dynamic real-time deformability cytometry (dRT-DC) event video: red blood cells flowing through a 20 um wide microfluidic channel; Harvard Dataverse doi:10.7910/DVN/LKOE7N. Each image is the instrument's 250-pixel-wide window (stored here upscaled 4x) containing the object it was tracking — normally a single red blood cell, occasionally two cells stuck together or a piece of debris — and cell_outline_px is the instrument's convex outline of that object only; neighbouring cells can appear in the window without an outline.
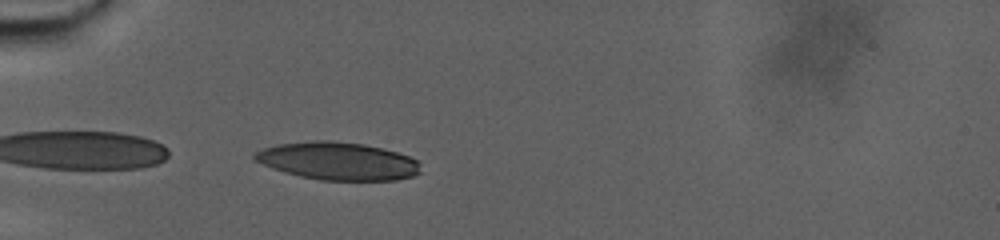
{"species": "human", "species_latin": "Homo sapiens", "temperature_condition": "warm", "stored_images_in_passage": 33, "camera_frame_rate_fps": 3000, "um_per_image_px": 0.085, "donor": {"sex": "male"}, "frame": {"image": 1, "passage_image": 2, "time_ms": 0.333, "image_size_px": [1000, 240], "cell_outline_px": [[420, 172], [412, 176], [396, 180], [320, 180], [300, 176], [272, 168], [256, 160], [252, 156], [256, 152], [264, 148], [276, 144], [312, 140], [324, 140], [364, 144], [396, 152], [408, 156], [416, 160], [420, 164]], "centroid_in_image_um": [28.71, 13.69], "position_along_channel_um": 56.3, "area_um2": 36.24}}
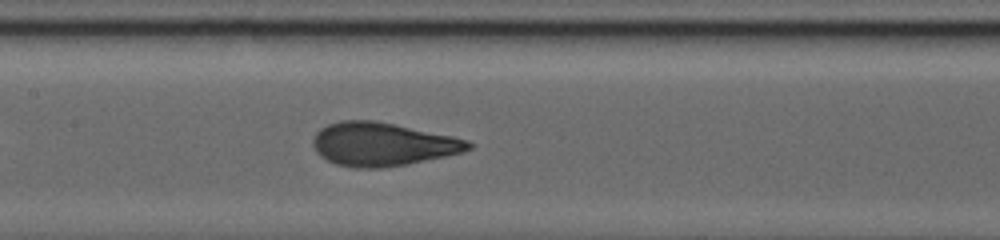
{"frame": {"image": 2, "passage_image": 19, "time_ms": 6.0, "image_size_px": [1000, 240], "cell_outline_px": [[472, 148], [464, 152], [408, 164], [384, 168], [352, 168], [336, 164], [320, 156], [316, 152], [312, 144], [312, 140], [316, 132], [320, 128], [328, 124], [340, 120], [376, 120], [452, 136], [468, 140], [472, 144]], "centroid_in_image_um": [32.49, 12.26], "position_along_channel_um": 174.9, "area_um2": 39.54}}
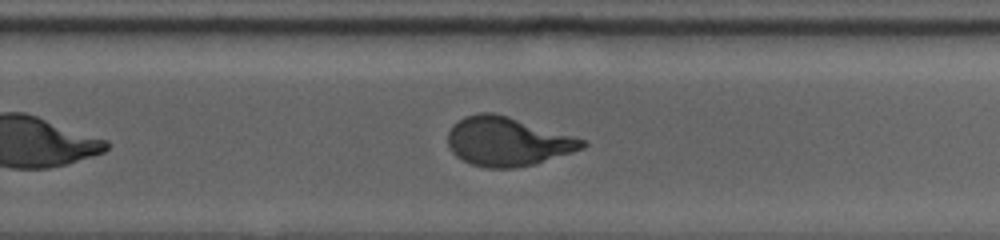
{"frame": {"image": 3, "passage_image": 33, "time_ms": 10.667, "image_size_px": [1000, 240], "cell_outline_px": [[588, 144], [584, 148], [572, 152], [532, 164], [512, 168], [484, 168], [472, 164], [456, 156], [452, 152], [448, 144], [448, 132], [452, 124], [464, 116], [480, 112], [492, 112], [508, 116], [588, 140]], "centroid_in_image_um": [43.13, 12.01], "position_along_channel_um": 286.7, "area_um2": 38.32}}